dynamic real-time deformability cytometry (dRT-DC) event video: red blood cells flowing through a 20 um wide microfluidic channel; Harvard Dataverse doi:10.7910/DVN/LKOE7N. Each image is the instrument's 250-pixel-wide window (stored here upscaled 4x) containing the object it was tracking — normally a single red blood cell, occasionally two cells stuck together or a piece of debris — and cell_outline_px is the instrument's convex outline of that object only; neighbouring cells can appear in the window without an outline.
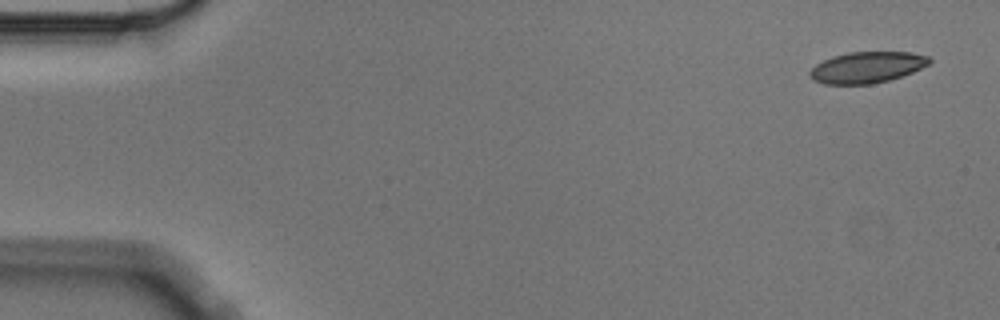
{"species": "Egyptian fruit bat (a non-hibernating species)", "species_latin": "Rousettus aegyptiacus", "temperature_condition": "cold", "stored_images_in_passage": 10, "camera_frame_rate_fps": 3000, "um_per_image_px": 0.085, "animal": {"sex": "male"}, "frame": {"image": 1, "passage_image": 1, "time_ms": 0.0, "image_size_px": [1000, 320], "cell_outline_px": [[932, 60], [928, 64], [912, 72], [888, 80], [872, 84], [824, 84], [812, 80], [808, 76], [808, 72], [816, 64], [832, 56], [848, 52], [912, 52], [928, 56]], "centroid_in_image_um": [73.65, 5.72], "position_along_channel_um": 11.4, "area_um2": 21.73}}
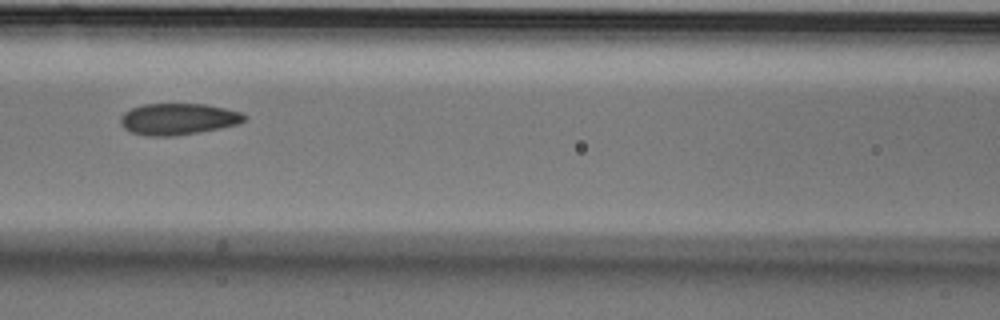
{"frame": {"image": 2, "passage_image": 6, "time_ms": 1.667, "image_size_px": [1000, 320], "cell_outline_px": [[248, 116], [240, 124], [200, 132], [172, 136], [148, 136], [132, 132], [124, 128], [120, 124], [120, 116], [124, 112], [132, 108], [144, 104], [204, 104], [224, 108], [240, 112]], "centroid_in_image_um": [15.14, 10.12], "position_along_channel_um": 151.5, "area_um2": 22.72}}
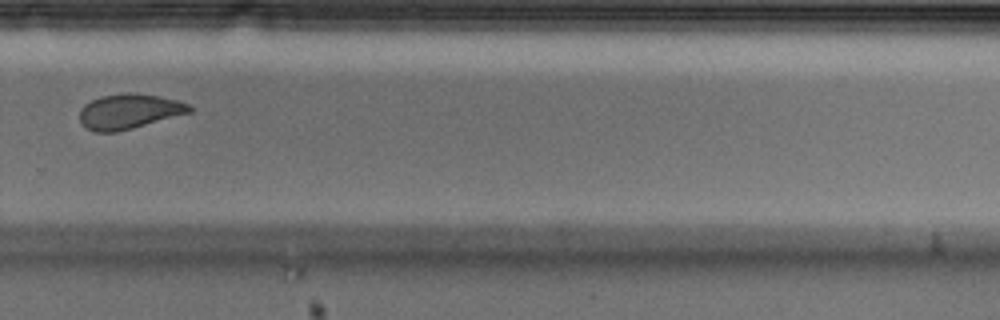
{"frame": {"image": 3, "passage_image": 10, "time_ms": 3.0, "image_size_px": [1000, 320], "cell_outline_px": [[192, 112], [132, 128], [116, 132], [96, 132], [88, 128], [80, 120], [80, 108], [84, 104], [100, 96], [128, 92], [160, 96], [176, 100], [188, 104], [192, 108]], "centroid_in_image_um": [10.97, 9.46], "position_along_channel_um": 318.8, "area_um2": 22.2}}